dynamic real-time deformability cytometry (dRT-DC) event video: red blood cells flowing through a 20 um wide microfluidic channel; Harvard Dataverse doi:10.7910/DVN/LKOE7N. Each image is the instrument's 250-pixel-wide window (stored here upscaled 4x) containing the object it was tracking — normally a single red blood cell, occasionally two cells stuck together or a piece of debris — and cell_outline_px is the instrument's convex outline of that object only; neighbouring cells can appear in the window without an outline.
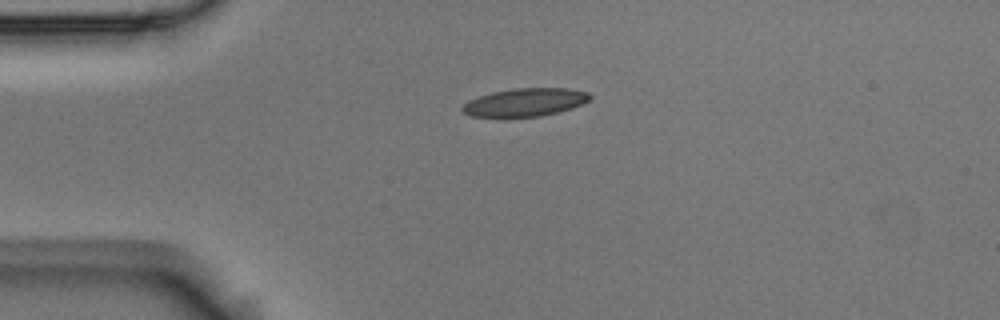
{"species": "Egyptian fruit bat (a non-hibernating species)", "species_latin": "Rousettus aegyptiacus", "temperature_condition": "room temperature", "stored_images_in_passage": 3, "camera_frame_rate_fps": 3000, "um_per_image_px": 0.085, "animal": {"sex": "male"}, "frame": {"image": 1, "passage_image": 1, "time_ms": 0.0, "image_size_px": [1000, 320], "cell_outline_px": [[592, 96], [588, 100], [572, 108], [540, 116], [504, 120], [468, 116], [460, 108], [468, 100], [492, 92], [516, 88], [568, 88], [588, 92]], "centroid_in_image_um": [44.54, 8.74], "position_along_channel_um": 40.5, "area_um2": 21.56}}
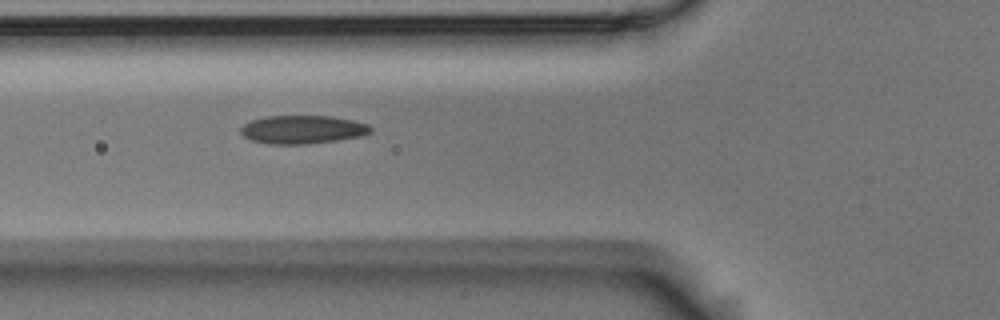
{"frame": {"image": 2, "passage_image": 3, "time_ms": 0.667, "image_size_px": [1000, 320], "cell_outline_px": [[372, 132], [360, 136], [340, 140], [308, 144], [268, 144], [248, 140], [240, 132], [240, 128], [244, 124], [252, 120], [268, 116], [332, 116], [352, 120], [368, 124], [372, 128]], "centroid_in_image_um": [25.71, 11.02], "position_along_channel_um": 100.1, "area_um2": 21.62}}